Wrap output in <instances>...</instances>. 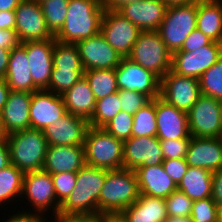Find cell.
Masks as SVG:
<instances>
[{"label":"cell","mask_w":222,"mask_h":222,"mask_svg":"<svg viewBox=\"0 0 222 222\" xmlns=\"http://www.w3.org/2000/svg\"><path fill=\"white\" fill-rule=\"evenodd\" d=\"M21 44L18 34L12 29H0V48L12 50Z\"/></svg>","instance_id":"7dc6e473"},{"label":"cell","mask_w":222,"mask_h":222,"mask_svg":"<svg viewBox=\"0 0 222 222\" xmlns=\"http://www.w3.org/2000/svg\"><path fill=\"white\" fill-rule=\"evenodd\" d=\"M222 57V43L212 41L197 50L172 54L171 70L178 75L200 79L202 74Z\"/></svg>","instance_id":"7c38bea8"},{"label":"cell","mask_w":222,"mask_h":222,"mask_svg":"<svg viewBox=\"0 0 222 222\" xmlns=\"http://www.w3.org/2000/svg\"><path fill=\"white\" fill-rule=\"evenodd\" d=\"M83 146L86 165L106 170L123 168L124 142L104 128L90 126Z\"/></svg>","instance_id":"5b68a950"},{"label":"cell","mask_w":222,"mask_h":222,"mask_svg":"<svg viewBox=\"0 0 222 222\" xmlns=\"http://www.w3.org/2000/svg\"><path fill=\"white\" fill-rule=\"evenodd\" d=\"M55 222H99V215H63V214H51ZM50 220L47 219V222ZM50 221V222H52Z\"/></svg>","instance_id":"c3c4849f"},{"label":"cell","mask_w":222,"mask_h":222,"mask_svg":"<svg viewBox=\"0 0 222 222\" xmlns=\"http://www.w3.org/2000/svg\"><path fill=\"white\" fill-rule=\"evenodd\" d=\"M133 116L132 137L157 136L155 99H151Z\"/></svg>","instance_id":"d6a6232c"},{"label":"cell","mask_w":222,"mask_h":222,"mask_svg":"<svg viewBox=\"0 0 222 222\" xmlns=\"http://www.w3.org/2000/svg\"><path fill=\"white\" fill-rule=\"evenodd\" d=\"M121 214L127 222H164L167 209L163 198L140 194L139 198Z\"/></svg>","instance_id":"83f0119b"},{"label":"cell","mask_w":222,"mask_h":222,"mask_svg":"<svg viewBox=\"0 0 222 222\" xmlns=\"http://www.w3.org/2000/svg\"><path fill=\"white\" fill-rule=\"evenodd\" d=\"M142 0H100L104 10L118 11L125 4L141 2Z\"/></svg>","instance_id":"f5cc1de1"},{"label":"cell","mask_w":222,"mask_h":222,"mask_svg":"<svg viewBox=\"0 0 222 222\" xmlns=\"http://www.w3.org/2000/svg\"><path fill=\"white\" fill-rule=\"evenodd\" d=\"M10 163V152L7 141L0 143V170L9 166Z\"/></svg>","instance_id":"db71d44e"},{"label":"cell","mask_w":222,"mask_h":222,"mask_svg":"<svg viewBox=\"0 0 222 222\" xmlns=\"http://www.w3.org/2000/svg\"><path fill=\"white\" fill-rule=\"evenodd\" d=\"M22 0H0V11L15 10Z\"/></svg>","instance_id":"680465c9"},{"label":"cell","mask_w":222,"mask_h":222,"mask_svg":"<svg viewBox=\"0 0 222 222\" xmlns=\"http://www.w3.org/2000/svg\"><path fill=\"white\" fill-rule=\"evenodd\" d=\"M7 134L4 132L3 126L1 125L0 121V143L2 141H6Z\"/></svg>","instance_id":"6125c7cd"},{"label":"cell","mask_w":222,"mask_h":222,"mask_svg":"<svg viewBox=\"0 0 222 222\" xmlns=\"http://www.w3.org/2000/svg\"><path fill=\"white\" fill-rule=\"evenodd\" d=\"M62 97L68 113L84 118L88 122L91 120L95 111L96 99L84 76Z\"/></svg>","instance_id":"4316f807"},{"label":"cell","mask_w":222,"mask_h":222,"mask_svg":"<svg viewBox=\"0 0 222 222\" xmlns=\"http://www.w3.org/2000/svg\"><path fill=\"white\" fill-rule=\"evenodd\" d=\"M84 71L92 69H115L122 57L112 48L101 32L91 38L75 43Z\"/></svg>","instance_id":"9a60e30c"},{"label":"cell","mask_w":222,"mask_h":222,"mask_svg":"<svg viewBox=\"0 0 222 222\" xmlns=\"http://www.w3.org/2000/svg\"><path fill=\"white\" fill-rule=\"evenodd\" d=\"M164 222H192L190 216L183 217V216H168Z\"/></svg>","instance_id":"94428289"},{"label":"cell","mask_w":222,"mask_h":222,"mask_svg":"<svg viewBox=\"0 0 222 222\" xmlns=\"http://www.w3.org/2000/svg\"><path fill=\"white\" fill-rule=\"evenodd\" d=\"M221 120H222V103H221Z\"/></svg>","instance_id":"003e7915"},{"label":"cell","mask_w":222,"mask_h":222,"mask_svg":"<svg viewBox=\"0 0 222 222\" xmlns=\"http://www.w3.org/2000/svg\"><path fill=\"white\" fill-rule=\"evenodd\" d=\"M10 92L11 89L7 85L6 80L0 79V112L3 109L5 103L7 102Z\"/></svg>","instance_id":"9f6ffc18"},{"label":"cell","mask_w":222,"mask_h":222,"mask_svg":"<svg viewBox=\"0 0 222 222\" xmlns=\"http://www.w3.org/2000/svg\"><path fill=\"white\" fill-rule=\"evenodd\" d=\"M84 75V69H52L49 87L46 89L49 92L57 95H63Z\"/></svg>","instance_id":"74e56055"},{"label":"cell","mask_w":222,"mask_h":222,"mask_svg":"<svg viewBox=\"0 0 222 222\" xmlns=\"http://www.w3.org/2000/svg\"><path fill=\"white\" fill-rule=\"evenodd\" d=\"M185 160L188 166L205 168L211 172L222 169V137H192Z\"/></svg>","instance_id":"44dd1931"},{"label":"cell","mask_w":222,"mask_h":222,"mask_svg":"<svg viewBox=\"0 0 222 222\" xmlns=\"http://www.w3.org/2000/svg\"><path fill=\"white\" fill-rule=\"evenodd\" d=\"M219 207L212 197L194 200L190 218L192 222H218Z\"/></svg>","instance_id":"ab89813d"},{"label":"cell","mask_w":222,"mask_h":222,"mask_svg":"<svg viewBox=\"0 0 222 222\" xmlns=\"http://www.w3.org/2000/svg\"><path fill=\"white\" fill-rule=\"evenodd\" d=\"M140 196L134 170H106V180L98 199V215L121 213Z\"/></svg>","instance_id":"3957f363"},{"label":"cell","mask_w":222,"mask_h":222,"mask_svg":"<svg viewBox=\"0 0 222 222\" xmlns=\"http://www.w3.org/2000/svg\"><path fill=\"white\" fill-rule=\"evenodd\" d=\"M157 138L159 140L191 139L187 112L155 98Z\"/></svg>","instance_id":"d6986e66"},{"label":"cell","mask_w":222,"mask_h":222,"mask_svg":"<svg viewBox=\"0 0 222 222\" xmlns=\"http://www.w3.org/2000/svg\"><path fill=\"white\" fill-rule=\"evenodd\" d=\"M6 141L10 152V163L23 173L43 169L47 140L43 130L25 129L7 135Z\"/></svg>","instance_id":"277c9868"},{"label":"cell","mask_w":222,"mask_h":222,"mask_svg":"<svg viewBox=\"0 0 222 222\" xmlns=\"http://www.w3.org/2000/svg\"><path fill=\"white\" fill-rule=\"evenodd\" d=\"M221 103L213 97L200 95L187 112L192 137H222Z\"/></svg>","instance_id":"9c48e42d"},{"label":"cell","mask_w":222,"mask_h":222,"mask_svg":"<svg viewBox=\"0 0 222 222\" xmlns=\"http://www.w3.org/2000/svg\"><path fill=\"white\" fill-rule=\"evenodd\" d=\"M199 83L202 95L222 101V57L202 74Z\"/></svg>","instance_id":"8d00e7d4"},{"label":"cell","mask_w":222,"mask_h":222,"mask_svg":"<svg viewBox=\"0 0 222 222\" xmlns=\"http://www.w3.org/2000/svg\"><path fill=\"white\" fill-rule=\"evenodd\" d=\"M69 0H43L40 2L46 26L55 36L63 27Z\"/></svg>","instance_id":"e575fe53"},{"label":"cell","mask_w":222,"mask_h":222,"mask_svg":"<svg viewBox=\"0 0 222 222\" xmlns=\"http://www.w3.org/2000/svg\"><path fill=\"white\" fill-rule=\"evenodd\" d=\"M164 200L168 216H190L193 200L182 191L176 189Z\"/></svg>","instance_id":"60d3db41"},{"label":"cell","mask_w":222,"mask_h":222,"mask_svg":"<svg viewBox=\"0 0 222 222\" xmlns=\"http://www.w3.org/2000/svg\"><path fill=\"white\" fill-rule=\"evenodd\" d=\"M210 40L222 43V7L216 0L197 2V27Z\"/></svg>","instance_id":"f1b7e54d"},{"label":"cell","mask_w":222,"mask_h":222,"mask_svg":"<svg viewBox=\"0 0 222 222\" xmlns=\"http://www.w3.org/2000/svg\"><path fill=\"white\" fill-rule=\"evenodd\" d=\"M26 49L33 84L39 90L49 87L53 68L55 38L21 43Z\"/></svg>","instance_id":"e0dca14e"},{"label":"cell","mask_w":222,"mask_h":222,"mask_svg":"<svg viewBox=\"0 0 222 222\" xmlns=\"http://www.w3.org/2000/svg\"><path fill=\"white\" fill-rule=\"evenodd\" d=\"M212 199L219 208L222 207V169L212 172Z\"/></svg>","instance_id":"681fc988"},{"label":"cell","mask_w":222,"mask_h":222,"mask_svg":"<svg viewBox=\"0 0 222 222\" xmlns=\"http://www.w3.org/2000/svg\"><path fill=\"white\" fill-rule=\"evenodd\" d=\"M10 216V217H9ZM7 220H3L2 222H47V218H43L36 215H24L21 213H16L9 215Z\"/></svg>","instance_id":"816d5d0a"},{"label":"cell","mask_w":222,"mask_h":222,"mask_svg":"<svg viewBox=\"0 0 222 222\" xmlns=\"http://www.w3.org/2000/svg\"><path fill=\"white\" fill-rule=\"evenodd\" d=\"M23 197L26 198L27 205L30 204L33 206V212L23 208L21 210L22 212H19L20 210H18V213L24 215H36L43 218L47 217V219L49 216L45 214L46 212L53 210V214L55 213L54 215L59 213L61 204L57 201L52 175L48 172L40 170L24 173L21 198L23 199Z\"/></svg>","instance_id":"8992f818"},{"label":"cell","mask_w":222,"mask_h":222,"mask_svg":"<svg viewBox=\"0 0 222 222\" xmlns=\"http://www.w3.org/2000/svg\"><path fill=\"white\" fill-rule=\"evenodd\" d=\"M57 201L62 204L76 186L77 172L51 174Z\"/></svg>","instance_id":"b9f144b4"},{"label":"cell","mask_w":222,"mask_h":222,"mask_svg":"<svg viewBox=\"0 0 222 222\" xmlns=\"http://www.w3.org/2000/svg\"><path fill=\"white\" fill-rule=\"evenodd\" d=\"M200 95V83L196 78L181 76L170 70L161 79L160 97L179 110L188 112Z\"/></svg>","instance_id":"4fadbf2b"},{"label":"cell","mask_w":222,"mask_h":222,"mask_svg":"<svg viewBox=\"0 0 222 222\" xmlns=\"http://www.w3.org/2000/svg\"><path fill=\"white\" fill-rule=\"evenodd\" d=\"M89 127L84 118L66 112L54 124L47 126L43 133L48 146H83Z\"/></svg>","instance_id":"ac0fdd59"},{"label":"cell","mask_w":222,"mask_h":222,"mask_svg":"<svg viewBox=\"0 0 222 222\" xmlns=\"http://www.w3.org/2000/svg\"><path fill=\"white\" fill-rule=\"evenodd\" d=\"M85 165L84 146H48L42 170L50 174L78 172Z\"/></svg>","instance_id":"cb8c5ba5"},{"label":"cell","mask_w":222,"mask_h":222,"mask_svg":"<svg viewBox=\"0 0 222 222\" xmlns=\"http://www.w3.org/2000/svg\"><path fill=\"white\" fill-rule=\"evenodd\" d=\"M118 89L136 91L150 100L160 97L161 79L128 57H122L115 68Z\"/></svg>","instance_id":"30bf717a"},{"label":"cell","mask_w":222,"mask_h":222,"mask_svg":"<svg viewBox=\"0 0 222 222\" xmlns=\"http://www.w3.org/2000/svg\"><path fill=\"white\" fill-rule=\"evenodd\" d=\"M197 27V2L168 7L157 32L173 54L180 50L185 39Z\"/></svg>","instance_id":"ba28073f"},{"label":"cell","mask_w":222,"mask_h":222,"mask_svg":"<svg viewBox=\"0 0 222 222\" xmlns=\"http://www.w3.org/2000/svg\"><path fill=\"white\" fill-rule=\"evenodd\" d=\"M106 169L85 165L77 172L76 186L60 205L63 215H98V199Z\"/></svg>","instance_id":"6da1fadb"},{"label":"cell","mask_w":222,"mask_h":222,"mask_svg":"<svg viewBox=\"0 0 222 222\" xmlns=\"http://www.w3.org/2000/svg\"><path fill=\"white\" fill-rule=\"evenodd\" d=\"M62 95L39 90L32 93L30 105V128L44 130L66 113Z\"/></svg>","instance_id":"ffe728a7"},{"label":"cell","mask_w":222,"mask_h":222,"mask_svg":"<svg viewBox=\"0 0 222 222\" xmlns=\"http://www.w3.org/2000/svg\"><path fill=\"white\" fill-rule=\"evenodd\" d=\"M120 102L118 91L96 100L95 111L89 121V126L103 128L121 111Z\"/></svg>","instance_id":"836d02e7"},{"label":"cell","mask_w":222,"mask_h":222,"mask_svg":"<svg viewBox=\"0 0 222 222\" xmlns=\"http://www.w3.org/2000/svg\"><path fill=\"white\" fill-rule=\"evenodd\" d=\"M218 222H222V207L219 208Z\"/></svg>","instance_id":"be15d7a7"},{"label":"cell","mask_w":222,"mask_h":222,"mask_svg":"<svg viewBox=\"0 0 222 222\" xmlns=\"http://www.w3.org/2000/svg\"><path fill=\"white\" fill-rule=\"evenodd\" d=\"M135 174L140 194L165 199L177 189L176 184L164 171L162 164L138 167Z\"/></svg>","instance_id":"d4e9b609"},{"label":"cell","mask_w":222,"mask_h":222,"mask_svg":"<svg viewBox=\"0 0 222 222\" xmlns=\"http://www.w3.org/2000/svg\"><path fill=\"white\" fill-rule=\"evenodd\" d=\"M32 93L11 91L0 112V121L8 135L15 131L30 129V105Z\"/></svg>","instance_id":"603a6c76"},{"label":"cell","mask_w":222,"mask_h":222,"mask_svg":"<svg viewBox=\"0 0 222 222\" xmlns=\"http://www.w3.org/2000/svg\"><path fill=\"white\" fill-rule=\"evenodd\" d=\"M10 52L11 50L0 48V79L6 78Z\"/></svg>","instance_id":"11a10c76"},{"label":"cell","mask_w":222,"mask_h":222,"mask_svg":"<svg viewBox=\"0 0 222 222\" xmlns=\"http://www.w3.org/2000/svg\"><path fill=\"white\" fill-rule=\"evenodd\" d=\"M162 165L166 174L173 180L176 186H178L188 168L185 158L167 159L163 161Z\"/></svg>","instance_id":"f6af8a7d"},{"label":"cell","mask_w":222,"mask_h":222,"mask_svg":"<svg viewBox=\"0 0 222 222\" xmlns=\"http://www.w3.org/2000/svg\"><path fill=\"white\" fill-rule=\"evenodd\" d=\"M133 115L120 111L103 128L115 138L125 141L132 137Z\"/></svg>","instance_id":"f35d334b"},{"label":"cell","mask_w":222,"mask_h":222,"mask_svg":"<svg viewBox=\"0 0 222 222\" xmlns=\"http://www.w3.org/2000/svg\"><path fill=\"white\" fill-rule=\"evenodd\" d=\"M83 69L75 43H64L55 39L52 69Z\"/></svg>","instance_id":"d590c367"},{"label":"cell","mask_w":222,"mask_h":222,"mask_svg":"<svg viewBox=\"0 0 222 222\" xmlns=\"http://www.w3.org/2000/svg\"><path fill=\"white\" fill-rule=\"evenodd\" d=\"M118 96L121 101V110L131 115H134L141 107L150 101L144 94L124 89L118 90Z\"/></svg>","instance_id":"7bdbcfd3"},{"label":"cell","mask_w":222,"mask_h":222,"mask_svg":"<svg viewBox=\"0 0 222 222\" xmlns=\"http://www.w3.org/2000/svg\"><path fill=\"white\" fill-rule=\"evenodd\" d=\"M218 1V3L220 4V6L222 7V0H216Z\"/></svg>","instance_id":"e7e4bbea"},{"label":"cell","mask_w":222,"mask_h":222,"mask_svg":"<svg viewBox=\"0 0 222 222\" xmlns=\"http://www.w3.org/2000/svg\"><path fill=\"white\" fill-rule=\"evenodd\" d=\"M177 189L193 201L209 198L212 193V172L205 168L188 166Z\"/></svg>","instance_id":"f546056e"},{"label":"cell","mask_w":222,"mask_h":222,"mask_svg":"<svg viewBox=\"0 0 222 222\" xmlns=\"http://www.w3.org/2000/svg\"><path fill=\"white\" fill-rule=\"evenodd\" d=\"M23 177L24 173L13 164L0 170V207L22 196Z\"/></svg>","instance_id":"4dcf8cb0"},{"label":"cell","mask_w":222,"mask_h":222,"mask_svg":"<svg viewBox=\"0 0 222 222\" xmlns=\"http://www.w3.org/2000/svg\"><path fill=\"white\" fill-rule=\"evenodd\" d=\"M167 7H172V6H180V5H188L192 3H196L199 0H162Z\"/></svg>","instance_id":"91938a15"},{"label":"cell","mask_w":222,"mask_h":222,"mask_svg":"<svg viewBox=\"0 0 222 222\" xmlns=\"http://www.w3.org/2000/svg\"><path fill=\"white\" fill-rule=\"evenodd\" d=\"M100 32L121 57H128L141 30L120 12L104 10Z\"/></svg>","instance_id":"8fae6325"},{"label":"cell","mask_w":222,"mask_h":222,"mask_svg":"<svg viewBox=\"0 0 222 222\" xmlns=\"http://www.w3.org/2000/svg\"><path fill=\"white\" fill-rule=\"evenodd\" d=\"M16 14L14 10L0 11V29L15 30Z\"/></svg>","instance_id":"f907efd6"},{"label":"cell","mask_w":222,"mask_h":222,"mask_svg":"<svg viewBox=\"0 0 222 222\" xmlns=\"http://www.w3.org/2000/svg\"><path fill=\"white\" fill-rule=\"evenodd\" d=\"M14 11L16 14L15 31L21 43L55 38L46 26L40 3L22 0Z\"/></svg>","instance_id":"5bb4252c"},{"label":"cell","mask_w":222,"mask_h":222,"mask_svg":"<svg viewBox=\"0 0 222 222\" xmlns=\"http://www.w3.org/2000/svg\"><path fill=\"white\" fill-rule=\"evenodd\" d=\"M94 94L96 100L117 92L115 69H92L84 71L83 75Z\"/></svg>","instance_id":"1f68e13d"},{"label":"cell","mask_w":222,"mask_h":222,"mask_svg":"<svg viewBox=\"0 0 222 222\" xmlns=\"http://www.w3.org/2000/svg\"><path fill=\"white\" fill-rule=\"evenodd\" d=\"M162 79L172 68V53L157 31H141L128 56Z\"/></svg>","instance_id":"52a82bcc"},{"label":"cell","mask_w":222,"mask_h":222,"mask_svg":"<svg viewBox=\"0 0 222 222\" xmlns=\"http://www.w3.org/2000/svg\"><path fill=\"white\" fill-rule=\"evenodd\" d=\"M99 222H127L121 213H102Z\"/></svg>","instance_id":"6f0895ef"},{"label":"cell","mask_w":222,"mask_h":222,"mask_svg":"<svg viewBox=\"0 0 222 222\" xmlns=\"http://www.w3.org/2000/svg\"><path fill=\"white\" fill-rule=\"evenodd\" d=\"M164 160L185 158L190 139L159 140Z\"/></svg>","instance_id":"ee69618b"},{"label":"cell","mask_w":222,"mask_h":222,"mask_svg":"<svg viewBox=\"0 0 222 222\" xmlns=\"http://www.w3.org/2000/svg\"><path fill=\"white\" fill-rule=\"evenodd\" d=\"M33 1H36V2L40 3V2H42L43 0H33Z\"/></svg>","instance_id":"03108f58"},{"label":"cell","mask_w":222,"mask_h":222,"mask_svg":"<svg viewBox=\"0 0 222 222\" xmlns=\"http://www.w3.org/2000/svg\"><path fill=\"white\" fill-rule=\"evenodd\" d=\"M104 13L100 0H69L63 27L54 36L64 43H76L100 32Z\"/></svg>","instance_id":"7a4b0ae2"},{"label":"cell","mask_w":222,"mask_h":222,"mask_svg":"<svg viewBox=\"0 0 222 222\" xmlns=\"http://www.w3.org/2000/svg\"><path fill=\"white\" fill-rule=\"evenodd\" d=\"M5 80L11 91H39L33 84L26 49L21 44L10 52Z\"/></svg>","instance_id":"484cf974"},{"label":"cell","mask_w":222,"mask_h":222,"mask_svg":"<svg viewBox=\"0 0 222 222\" xmlns=\"http://www.w3.org/2000/svg\"><path fill=\"white\" fill-rule=\"evenodd\" d=\"M164 156L156 136L131 137L124 141L123 168L136 170L138 167L162 164Z\"/></svg>","instance_id":"2e32d148"},{"label":"cell","mask_w":222,"mask_h":222,"mask_svg":"<svg viewBox=\"0 0 222 222\" xmlns=\"http://www.w3.org/2000/svg\"><path fill=\"white\" fill-rule=\"evenodd\" d=\"M211 42L212 40H210L206 35H204L200 30L196 28L188 35L180 50L178 51L191 52L197 50V48L209 45Z\"/></svg>","instance_id":"bcb514c9"},{"label":"cell","mask_w":222,"mask_h":222,"mask_svg":"<svg viewBox=\"0 0 222 222\" xmlns=\"http://www.w3.org/2000/svg\"><path fill=\"white\" fill-rule=\"evenodd\" d=\"M167 8L162 0H142L141 2L125 4L118 12L141 31H157Z\"/></svg>","instance_id":"7402d4cb"}]
</instances>
